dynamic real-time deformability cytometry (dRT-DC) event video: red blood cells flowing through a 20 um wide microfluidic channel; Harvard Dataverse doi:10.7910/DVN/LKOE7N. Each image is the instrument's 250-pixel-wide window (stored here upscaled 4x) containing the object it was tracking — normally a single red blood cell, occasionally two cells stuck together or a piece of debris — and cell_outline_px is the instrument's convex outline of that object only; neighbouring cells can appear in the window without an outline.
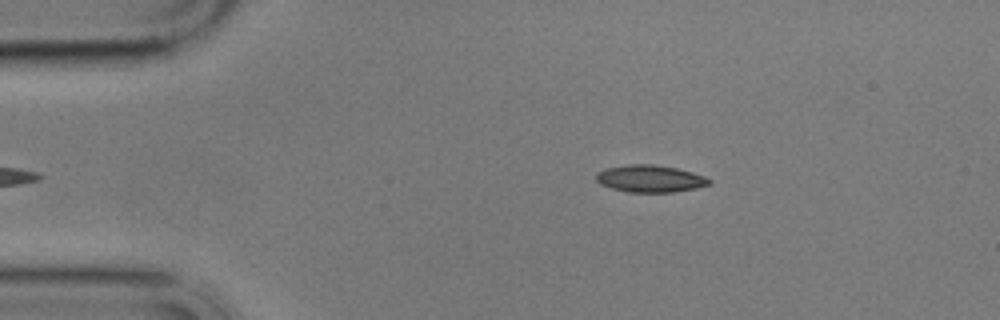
{"species": "common noctule bat (a hibernating species)", "species_latin": "Nyctalus noctula", "temperature_condition": "cold", "stored_images_in_passage": 41, "camera_frame_rate_fps": 3000, "um_per_image_px": 0.085, "animal": {"sex": "male", "body_mass_g": 17.9}, "frame": {"image": 1, "passage_image": 2, "time_ms": 0.333, "image_size_px": [1000, 320], "cell_outline_px": [[712, 184], [696, 188], [672, 192], [628, 192], [612, 188], [600, 184], [596, 180], [596, 172], [604, 168], [628, 164], [652, 164], [676, 168], [692, 172], [704, 176], [712, 180]], "centroid_in_image_um": [55.25, 15.18], "position_along_channel_um": 29.8, "area_um2": 17.98}}
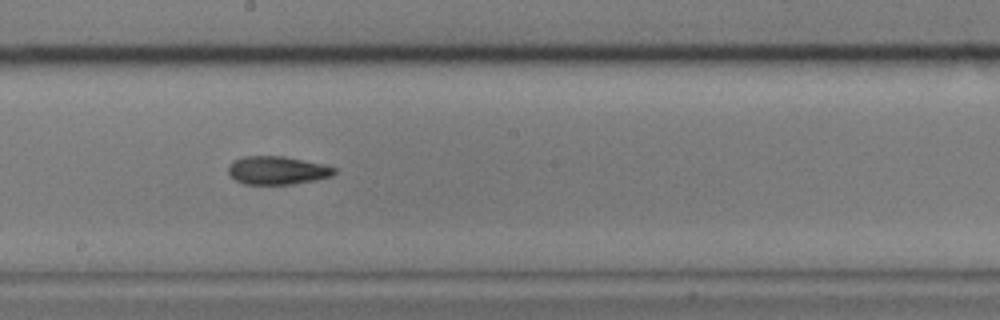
{"frame": {"image": 2, "passage_image": 23, "time_ms": 7.333, "image_size_px": [1000, 320], "cell_outline_px": [[336, 172], [332, 176], [316, 180], [292, 184], [244, 184], [236, 180], [228, 172], [228, 164], [232, 160], [244, 156], [284, 156], [320, 164], [336, 168]], "centroid_in_image_um": [23.53, 14.48], "position_along_channel_um": 224.7, "area_um2": 17.4}}
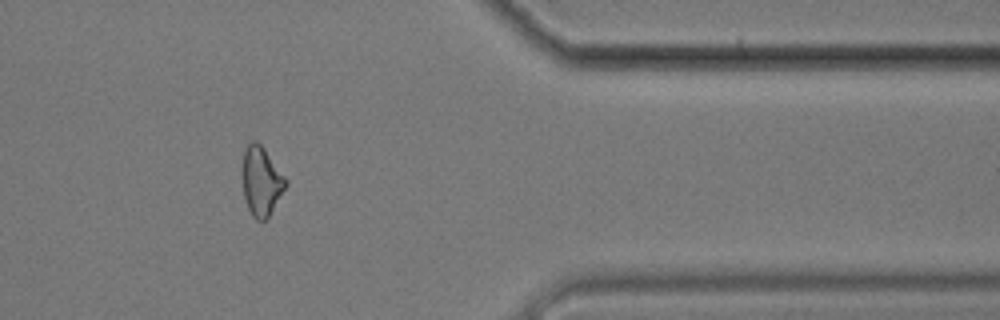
{"frame": {"image": 3, "passage_image": 39, "time_ms": 12.667, "image_size_px": [1000, 320], "cell_outline_px": [[288, 184], [268, 216], [264, 220], [256, 220], [252, 216], [248, 208], [244, 196], [240, 172], [244, 148], [252, 140], [256, 140], [264, 148], [288, 180]], "centroid_in_image_um": [22.18, 15.36], "position_along_channel_um": 389.2, "area_um2": 17.74}, "authors_computed_cell_mechanics": {"area_um2": 17.5712, "velocity_mm_per_s": 3.4672, "shape_relaxation_time_tau1_ms": 7.9302, "shape_relaxation_time_tau2_ms": 7.5606, "deformation_change_tau1": 0.184, "deformation_change_tau2": 0.1667}}